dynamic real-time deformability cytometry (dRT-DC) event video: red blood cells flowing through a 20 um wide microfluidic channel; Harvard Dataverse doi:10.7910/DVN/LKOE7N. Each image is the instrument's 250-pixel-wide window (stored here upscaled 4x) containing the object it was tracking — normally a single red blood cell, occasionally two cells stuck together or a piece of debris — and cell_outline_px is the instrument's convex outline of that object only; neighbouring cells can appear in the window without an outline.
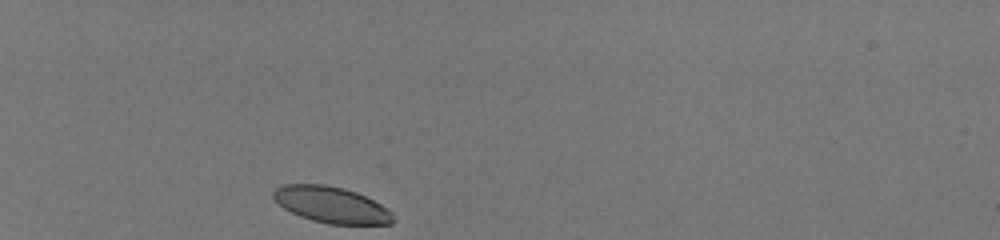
{"species": "human", "species_latin": "Homo sapiens", "temperature_condition": "room temperature", "stored_images_in_passage": 31, "camera_frame_rate_fps": 3000, "um_per_image_px": 0.085, "donor": {"sex": "male"}, "frame": {"image": 1, "passage_image": 1, "time_ms": 0.0, "image_size_px": [1000, 240], "cell_outline_px": [[396, 220], [392, 224], [328, 224], [312, 220], [300, 216], [284, 208], [272, 196], [272, 192], [280, 184], [324, 184], [344, 188], [356, 192], [388, 208], [392, 212]], "centroid_in_image_um": [28.18, 17.4], "position_along_channel_um": 56.8, "area_um2": 25.32}}
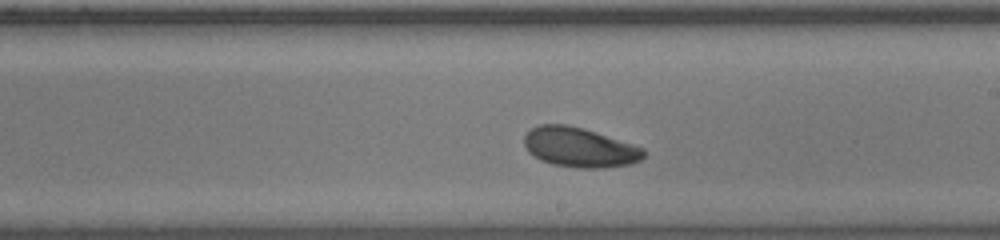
{"frame": {"image": 2, "passage_image": 18, "time_ms": 5.667, "image_size_px": [1000, 240], "cell_outline_px": [[644, 156], [640, 160], [632, 164], [604, 168], [576, 168], [552, 164], [540, 160], [528, 152], [524, 144], [524, 136], [532, 128], [540, 124], [568, 124], [584, 128], [644, 148]], "centroid_in_image_um": [49.25, 12.53], "position_along_channel_um": 239.8, "area_um2": 27.74}}
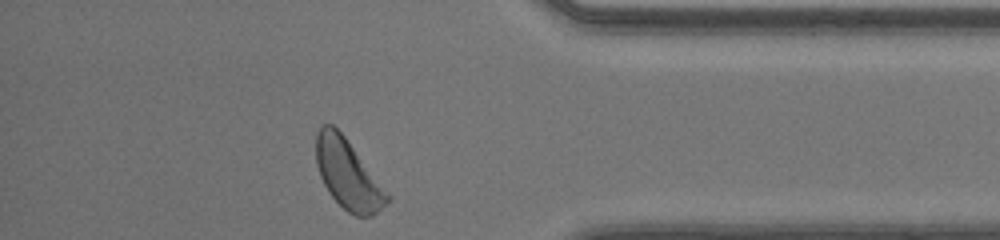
{"frame": {"image": 3, "passage_image": 31, "time_ms": 10.0, "image_size_px": [1000, 240], "cell_outline_px": [[392, 200], [372, 216], [356, 216], [348, 212], [328, 192], [320, 176], [316, 164], [316, 132], [324, 124], [332, 124], [344, 136], [392, 196]], "centroid_in_image_um": [29.6, 14.83], "position_along_channel_um": 405.6, "area_um2": 28.73}, "authors_computed_cell_mechanics": {"area_um2": 27.3394, "velocity_mm_per_s": 4.0779, "shape_relaxation_time_tau1_ms": 2.5474, "shape_relaxation_time_tau2_ms": 4.4681, "deformation_change_tau1": 0.1206, "deformation_change_tau2": 0.1099}}